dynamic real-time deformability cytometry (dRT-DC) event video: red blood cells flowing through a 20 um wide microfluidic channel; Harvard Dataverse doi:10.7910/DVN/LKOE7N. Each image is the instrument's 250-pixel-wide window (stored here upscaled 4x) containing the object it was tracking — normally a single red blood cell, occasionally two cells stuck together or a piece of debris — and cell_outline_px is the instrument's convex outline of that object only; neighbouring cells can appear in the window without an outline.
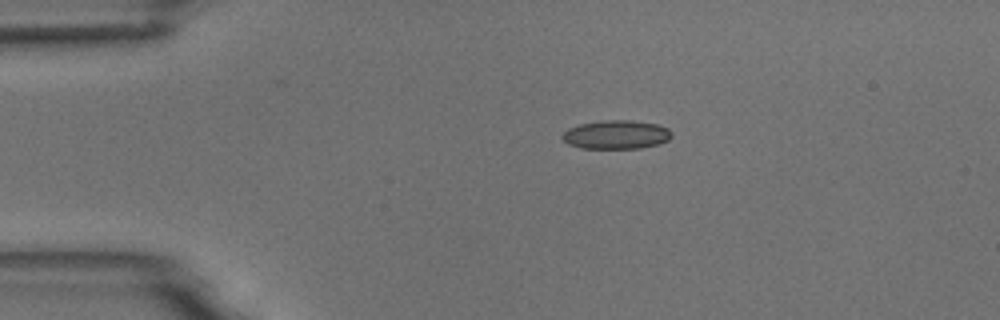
{"species": "common noctule bat (a hibernating species)", "species_latin": "Nyctalus noctula", "temperature_condition": "room temperature", "stored_images_in_passage": 3, "camera_frame_rate_fps": 3000, "um_per_image_px": 0.085, "animal": {"sex": "male", "body_mass_g": 18.8}, "frame": {"image": 1, "passage_image": 1, "time_ms": 0.0, "image_size_px": [1000, 320], "cell_outline_px": [[672, 136], [668, 140], [660, 144], [640, 148], [580, 148], [568, 144], [560, 136], [568, 128], [580, 124], [604, 120], [632, 120], [656, 124], [668, 128], [672, 132]], "centroid_in_image_um": [52.39, 11.44], "position_along_channel_um": 32.6, "area_um2": 18.38}}
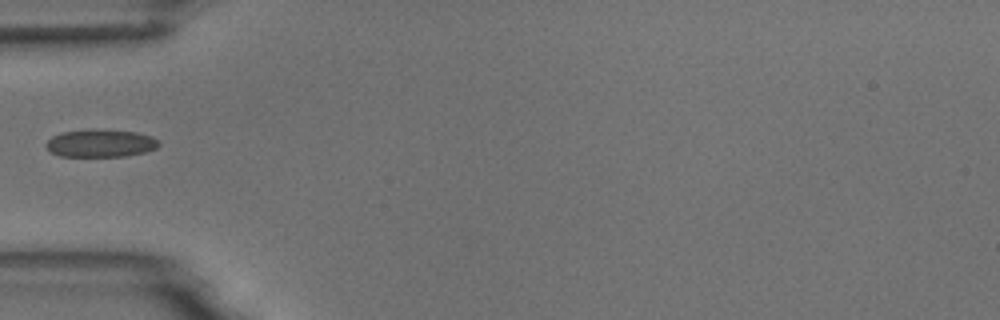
{"frame": {"image": 2, "passage_image": 3, "time_ms": 2.333, "image_size_px": [1000, 320], "cell_outline_px": [[160, 144], [156, 148], [144, 152], [124, 156], [60, 156], [52, 152], [44, 144], [52, 136], [60, 132], [88, 128], [96, 128], [136, 132], [152, 136], [160, 140]], "centroid_in_image_um": [8.55, 12.15], "position_along_channel_um": 76.5, "area_um2": 18.5}}